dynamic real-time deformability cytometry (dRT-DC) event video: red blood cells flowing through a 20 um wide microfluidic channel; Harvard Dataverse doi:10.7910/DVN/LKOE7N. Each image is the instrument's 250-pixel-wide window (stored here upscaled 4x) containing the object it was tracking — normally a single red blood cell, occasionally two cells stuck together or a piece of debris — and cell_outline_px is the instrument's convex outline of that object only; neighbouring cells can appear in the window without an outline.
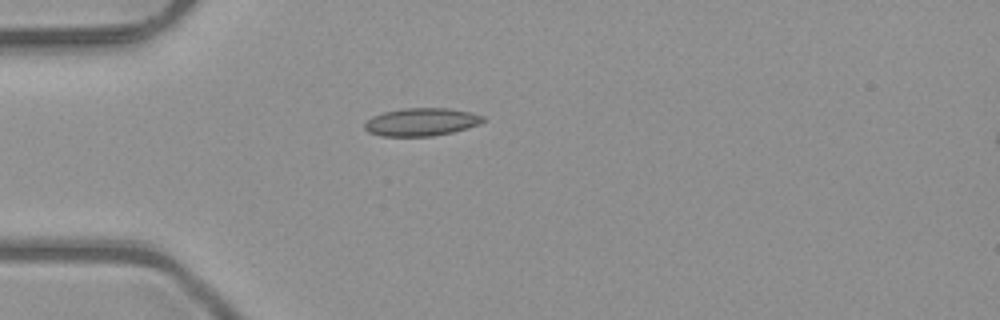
{"species": "common noctule bat (a hibernating species)", "species_latin": "Nyctalus noctula", "temperature_condition": "room temperature", "stored_images_in_passage": 6, "camera_frame_rate_fps": 3000, "um_per_image_px": 0.085, "animal": {"sex": "male", "body_mass_g": 23.1, "forearm_length_mm": 52.7}, "frame": {"image": 1, "passage_image": 6, "time_ms": 1.667, "image_size_px": [1000, 320], "cell_outline_px": [[484, 120], [480, 124], [452, 132], [432, 136], [380, 136], [368, 132], [364, 128], [364, 124], [372, 116], [384, 112], [404, 108], [448, 108], [468, 112], [484, 116]], "centroid_in_image_um": [35.79, 10.37], "position_along_channel_um": 49.2, "area_um2": 19.13}}